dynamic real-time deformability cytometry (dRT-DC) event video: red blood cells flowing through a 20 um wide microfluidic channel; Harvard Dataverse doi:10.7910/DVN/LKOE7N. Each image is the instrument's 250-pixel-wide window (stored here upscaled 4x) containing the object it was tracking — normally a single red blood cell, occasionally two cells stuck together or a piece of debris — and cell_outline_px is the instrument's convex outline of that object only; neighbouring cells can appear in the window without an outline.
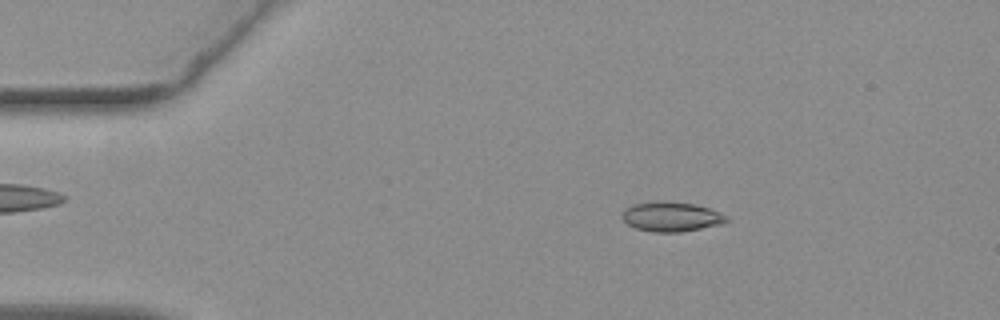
{"species": "common noctule bat (a hibernating species)", "species_latin": "Nyctalus noctula", "temperature_condition": "warm", "stored_images_in_passage": 54, "camera_frame_rate_fps": 3000, "um_per_image_px": 0.085, "animal": {"sex": "female", "body_mass_g": 19.3, "forearm_length_mm": 54.1}, "frame": {"image": 1, "passage_image": 9, "time_ms": 2.667, "image_size_px": [1000, 320], "cell_outline_px": [[728, 220], [720, 224], [680, 232], [652, 232], [636, 228], [628, 224], [620, 216], [624, 208], [632, 204], [656, 200], [664, 200], [696, 204], [720, 212], [728, 216]], "centroid_in_image_um": [57.01, 18.39], "position_along_channel_um": 28.0, "area_um2": 18.26}}
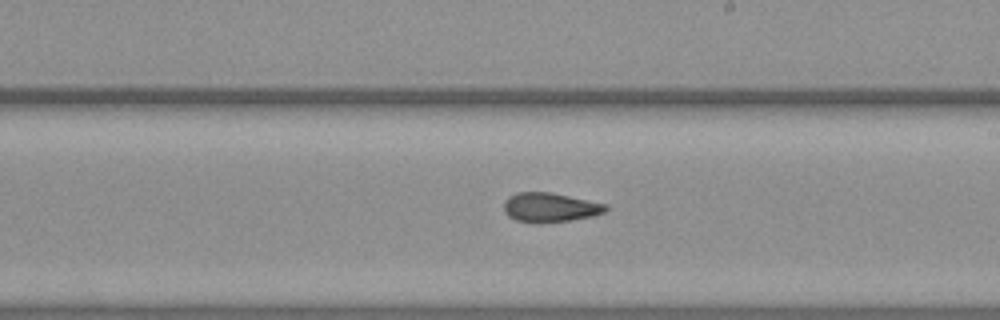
{"frame": {"image": 2, "passage_image": 31, "time_ms": 10.0, "image_size_px": [1000, 320], "cell_outline_px": [[608, 208], [604, 212], [592, 216], [572, 220], [536, 224], [532, 224], [516, 220], [508, 216], [504, 212], [504, 200], [508, 196], [516, 192], [552, 192], [608, 204]], "centroid_in_image_um": [46.73, 17.63], "position_along_channel_um": 242.3, "area_um2": 17.8}}
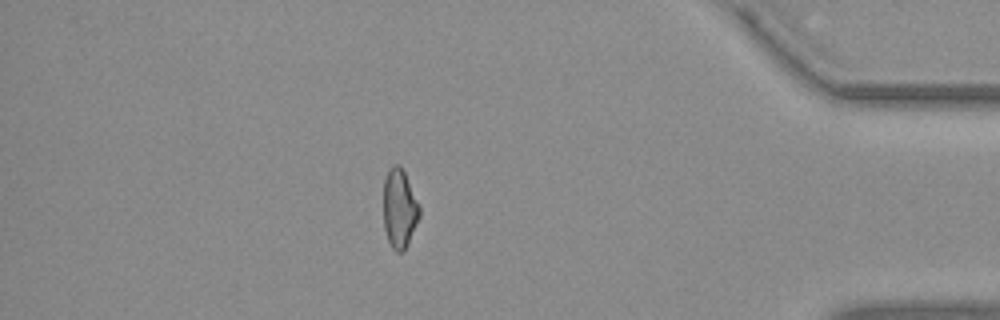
{"frame": {"image": 3, "passage_image": 47, "time_ms": 15.333, "image_size_px": [1000, 320], "cell_outline_px": [[420, 216], [408, 244], [404, 252], [396, 252], [392, 248], [388, 240], [384, 228], [384, 180], [388, 168], [392, 164], [400, 164], [404, 172], [420, 208]], "centroid_in_image_um": [33.94, 17.73], "position_along_channel_um": 401.3, "area_um2": 16.59}, "authors_computed_cell_mechanics": {"area_um2": 17.2244, "velocity_mm_per_s": 3.7701, "shape_relaxation_time_tau1_ms": null, "shape_relaxation_time_tau2_ms": 6.0162, "deformation_change_tau1": null, "deformation_change_tau2": 0.1588}}